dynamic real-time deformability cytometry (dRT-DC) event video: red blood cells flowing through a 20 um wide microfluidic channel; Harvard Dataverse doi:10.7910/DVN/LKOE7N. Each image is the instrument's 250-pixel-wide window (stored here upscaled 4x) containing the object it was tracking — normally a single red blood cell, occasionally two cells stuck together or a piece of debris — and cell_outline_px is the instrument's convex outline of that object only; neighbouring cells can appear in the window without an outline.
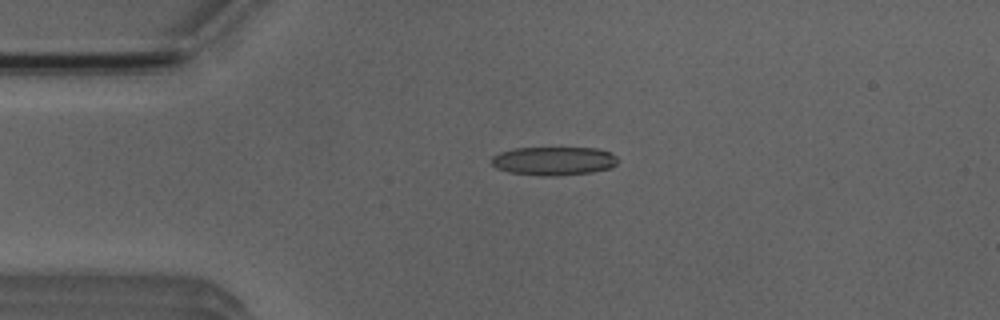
{"species": "Egyptian fruit bat (a non-hibernating species)", "species_latin": "Rousettus aegyptiacus", "temperature_condition": "room temperature", "stored_images_in_passage": 7, "camera_frame_rate_fps": 3000, "um_per_image_px": 0.085, "animal": {"sex": "male"}, "frame": {"image": 1, "passage_image": 4, "time_ms": 3.333, "image_size_px": [1000, 320], "cell_outline_px": [[620, 160], [612, 168], [592, 172], [556, 176], [540, 176], [508, 172], [496, 168], [492, 164], [492, 156], [500, 152], [516, 148], [596, 148], [612, 152]], "centroid_in_image_um": [47.11, 13.68], "position_along_channel_um": 37.9, "area_um2": 21.27}}